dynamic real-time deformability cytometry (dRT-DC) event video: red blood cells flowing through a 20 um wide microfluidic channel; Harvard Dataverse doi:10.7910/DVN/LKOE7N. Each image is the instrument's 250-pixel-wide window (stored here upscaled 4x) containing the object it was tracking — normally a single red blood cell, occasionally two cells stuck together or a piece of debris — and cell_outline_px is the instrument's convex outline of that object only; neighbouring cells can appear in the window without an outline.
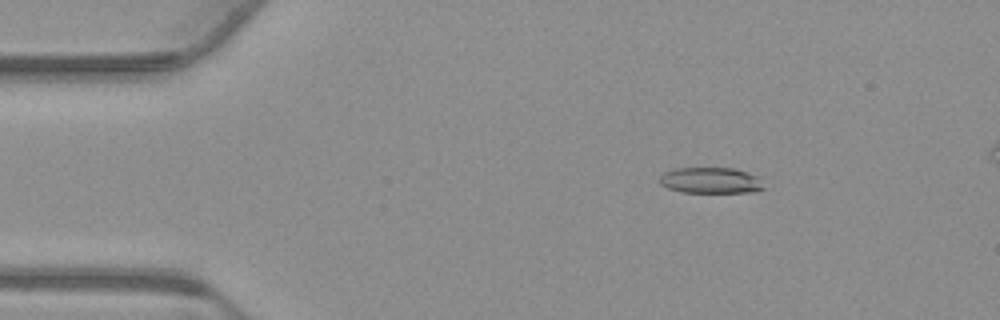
{"species": "common noctule bat (a hibernating species)", "species_latin": "Nyctalus noctula", "temperature_condition": "warm", "stored_images_in_passage": 54, "camera_frame_rate_fps": 3000, "um_per_image_px": 0.085, "animal": {"sex": "male", "body_mass_g": 23.1, "forearm_length_mm": 52.7}, "frame": {"image": 1, "passage_image": 8, "time_ms": 2.333, "image_size_px": [1000, 320], "cell_outline_px": [[764, 188], [756, 192], [680, 192], [668, 188], [660, 184], [660, 176], [664, 172], [676, 168], [732, 168], [756, 176]], "centroid_in_image_um": [60.36, 15.34], "position_along_channel_um": 24.6, "area_um2": 15.55}}
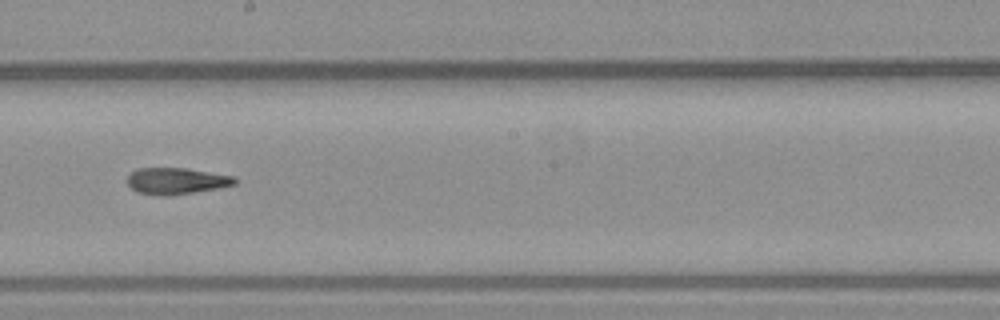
{"frame": {"image": 2, "passage_image": 30, "time_ms": 9.667, "image_size_px": [1000, 320], "cell_outline_px": [[236, 184], [220, 188], [168, 196], [164, 196], [136, 192], [128, 184], [128, 176], [136, 168], [184, 168], [232, 176], [236, 180]], "centroid_in_image_um": [14.97, 15.39], "position_along_channel_um": 233.2, "area_um2": 16.42}}
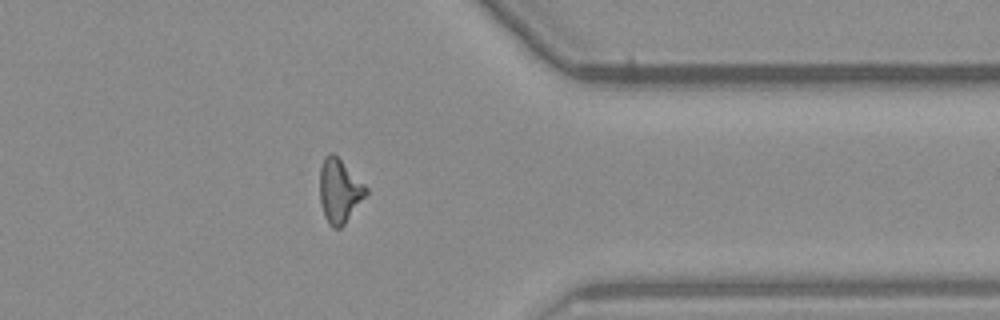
{"frame": {"image": 3, "passage_image": 43, "time_ms": 14.0, "image_size_px": [1000, 320], "cell_outline_px": [[368, 192], [344, 224], [340, 228], [332, 228], [328, 224], [324, 216], [320, 200], [320, 168], [324, 156], [328, 152], [332, 152], [368, 188]], "centroid_in_image_um": [28.82, 16.23], "position_along_channel_um": 382.6, "area_um2": 16.94}, "authors_computed_cell_mechanics": {"area_um2": 16.762, "velocity_mm_per_s": 3.7629, "shape_relaxation_time_tau1_ms": null, "shape_relaxation_time_tau2_ms": 5.8785, "deformation_change_tau1": null, "deformation_change_tau2": 0.1733}}